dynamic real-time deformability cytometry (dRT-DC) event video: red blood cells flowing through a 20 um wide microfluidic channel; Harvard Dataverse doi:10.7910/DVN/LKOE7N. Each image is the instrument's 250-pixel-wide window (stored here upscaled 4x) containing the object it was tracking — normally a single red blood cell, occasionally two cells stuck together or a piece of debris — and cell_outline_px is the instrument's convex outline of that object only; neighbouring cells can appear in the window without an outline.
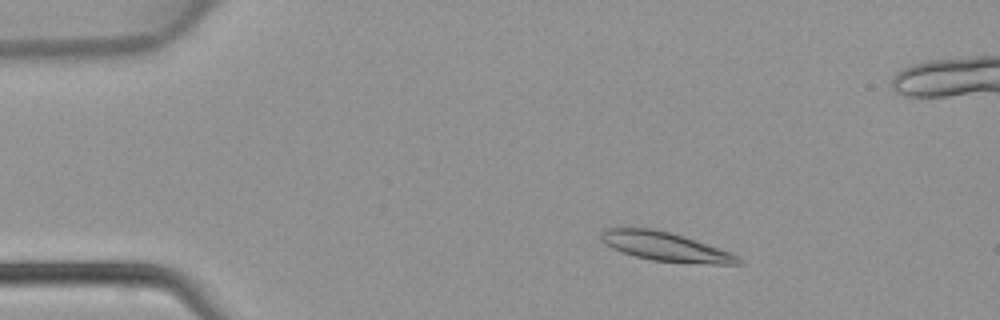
{"species": "common noctule bat (a hibernating species)", "species_latin": "Nyctalus noctula", "temperature_condition": "warm", "stored_images_in_passage": 5, "camera_frame_rate_fps": 3000, "um_per_image_px": 0.085, "animal": {"sex": "female", "body_mass_g": 22.7, "forearm_length_mm": 54.2}, "frame": {"image": 1, "passage_image": 3, "time_ms": 0.667, "image_size_px": [1000, 320], "cell_outline_px": [[744, 264], [712, 264], [652, 260], [636, 256], [612, 248], [604, 244], [600, 240], [600, 232], [604, 228], [652, 228], [684, 236], [732, 252]], "centroid_in_image_um": [56.54, 20.95], "position_along_channel_um": 28.5, "area_um2": 23.0}}
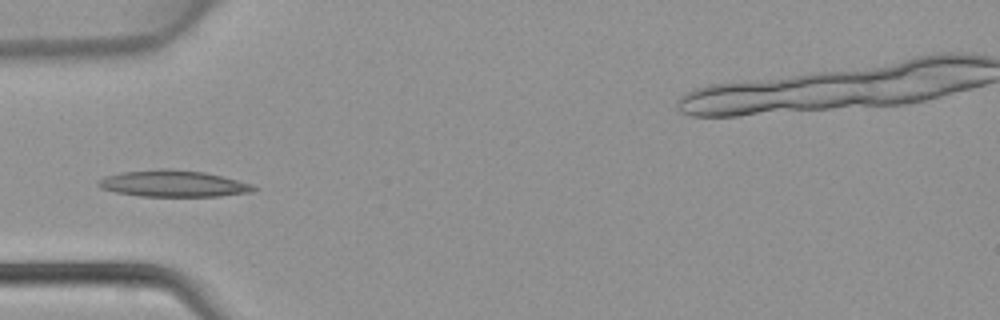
{"frame": {"image": 2, "passage_image": 5, "time_ms": 1.333, "image_size_px": [1000, 320], "cell_outline_px": [[260, 188], [252, 192], [220, 196], [140, 196], [116, 192], [100, 188], [96, 184], [104, 176], [120, 172], [160, 168], [168, 168], [204, 172], [252, 184]], "centroid_in_image_um": [14.71, 15.6], "position_along_channel_um": 70.3, "area_um2": 24.04}}